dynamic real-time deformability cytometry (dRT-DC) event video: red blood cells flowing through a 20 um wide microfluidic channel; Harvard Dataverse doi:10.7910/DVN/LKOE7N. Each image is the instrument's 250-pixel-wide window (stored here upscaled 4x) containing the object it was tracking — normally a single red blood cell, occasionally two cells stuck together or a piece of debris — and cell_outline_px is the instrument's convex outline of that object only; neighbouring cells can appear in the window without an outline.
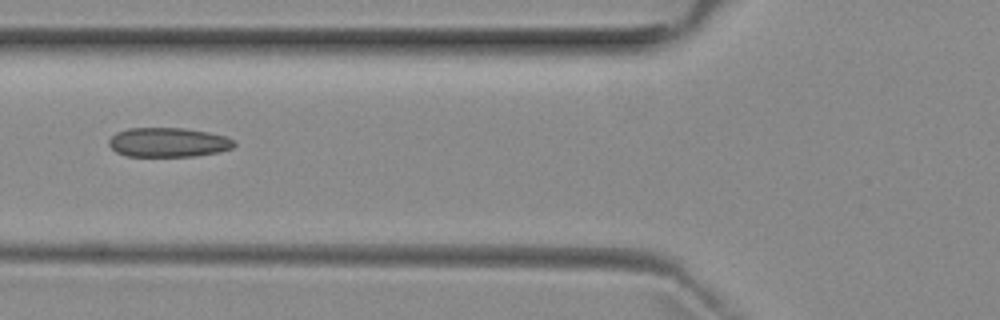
{"species": "common noctule bat (a hibernating species)", "species_latin": "Nyctalus noctula", "temperature_condition": "room temperature", "stored_images_in_passage": 8, "camera_frame_rate_fps": 3000, "um_per_image_px": 0.085, "animal": {"sex": "female", "body_mass_g": 29.2, "forearm_length_mm": 56.3}, "frame": {"image": 1, "passage_image": 5, "time_ms": 4.667, "image_size_px": [1000, 320], "cell_outline_px": [[236, 144], [232, 148], [216, 152], [196, 156], [124, 156], [116, 152], [108, 144], [108, 140], [116, 132], [128, 128], [184, 128], [208, 132], [224, 136], [232, 140]], "centroid_in_image_um": [14.25, 12.1], "position_along_channel_um": 111.5, "area_um2": 21.39}}
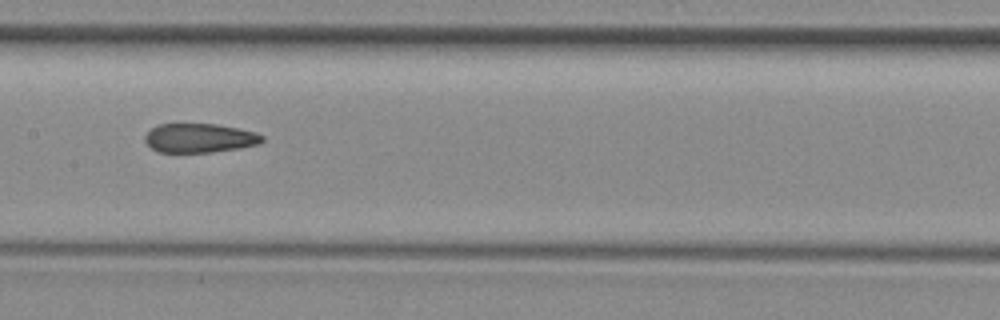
{"frame": {"image": 2, "passage_image": 7, "time_ms": 6.667, "image_size_px": [1000, 320], "cell_outline_px": [[264, 140], [260, 144], [240, 148], [212, 152], [160, 152], [152, 148], [144, 140], [144, 136], [152, 128], [160, 124], [216, 124], [256, 132], [264, 136]], "centroid_in_image_um": [16.99, 11.73], "position_along_channel_um": 190.4, "area_um2": 19.83}}
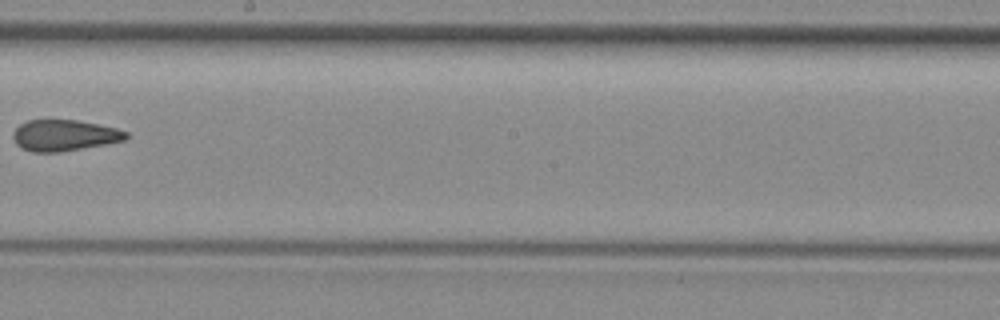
{"frame": {"image": 3, "passage_image": 8, "time_ms": 8.0, "image_size_px": [1000, 320], "cell_outline_px": [[128, 136], [124, 140], [108, 144], [60, 152], [32, 152], [20, 148], [16, 144], [12, 136], [12, 132], [20, 124], [28, 120], [76, 120], [116, 128], [128, 132]], "centroid_in_image_um": [5.44, 11.51], "position_along_channel_um": 242.8, "area_um2": 20.58}}